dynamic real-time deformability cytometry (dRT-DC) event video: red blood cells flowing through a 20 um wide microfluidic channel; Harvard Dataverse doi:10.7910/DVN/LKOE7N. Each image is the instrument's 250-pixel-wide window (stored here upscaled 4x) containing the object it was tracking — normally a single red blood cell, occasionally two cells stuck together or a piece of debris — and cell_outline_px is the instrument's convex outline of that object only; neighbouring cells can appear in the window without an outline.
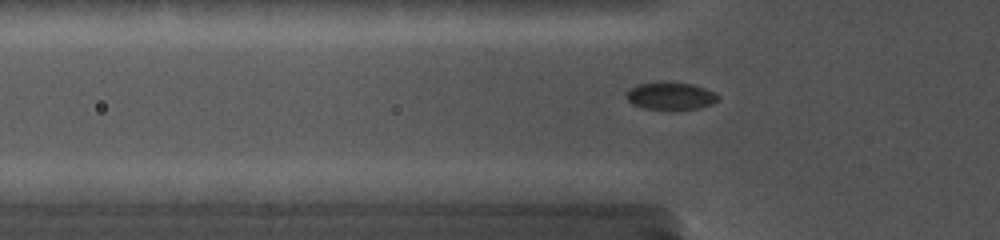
{"species": "common noctule bat (a hibernating species)", "species_latin": "Nyctalus noctula", "temperature_condition": "cold", "stored_images_in_passage": 39, "camera_frame_rate_fps": 5000, "um_per_image_px": 0.085, "animal": {"sex": "female", "body_mass_g": 19.0, "forearm_length_mm": 56.7}, "frame": {"image": 1, "passage_image": 2, "time_ms": 0.2, "image_size_px": [1000, 240], "cell_outline_px": [[720, 96], [712, 104], [700, 108], [644, 108], [632, 104], [628, 100], [628, 88], [636, 84], [660, 80], [692, 84], [716, 92]], "centroid_in_image_um": [56.99, 8.1], "position_along_channel_um": 68.8, "area_um2": 14.68}}
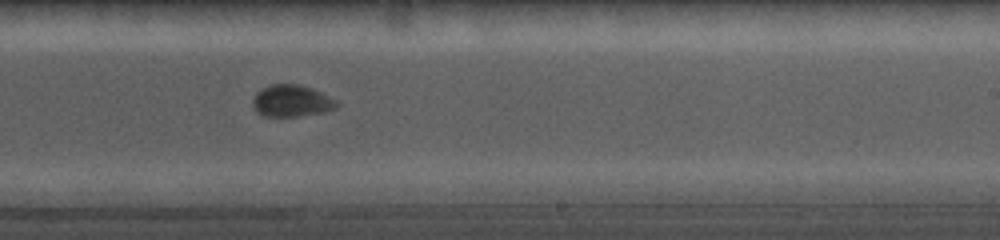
{"frame": {"image": 2, "passage_image": 27, "time_ms": 5.4, "image_size_px": [1000, 240], "cell_outline_px": [[340, 104], [336, 108], [320, 112], [296, 116], [264, 116], [256, 112], [252, 108], [252, 100], [256, 92], [272, 84], [296, 84], [312, 88], [336, 100]], "centroid_in_image_um": [24.75, 8.57], "position_along_channel_um": 264.3, "area_um2": 15.43}}
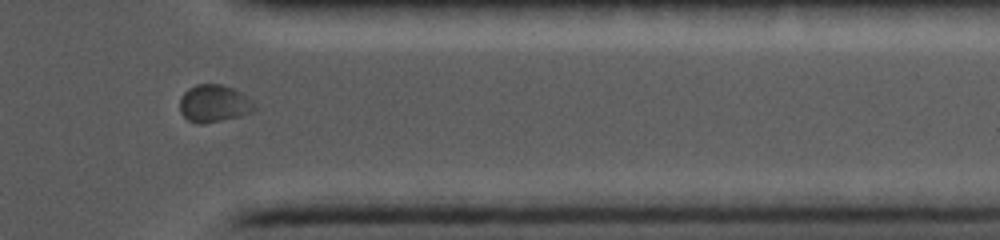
{"frame": {"image": 3, "passage_image": 38, "time_ms": 8.8, "image_size_px": [1000, 240], "cell_outline_px": [[256, 108], [252, 112], [240, 116], [204, 124], [196, 124], [188, 120], [180, 112], [180, 96], [188, 88], [196, 84], [220, 84], [232, 88], [240, 92], [252, 100]], "centroid_in_image_um": [18.17, 8.8], "position_along_channel_um": 393.2, "area_um2": 16.36}}